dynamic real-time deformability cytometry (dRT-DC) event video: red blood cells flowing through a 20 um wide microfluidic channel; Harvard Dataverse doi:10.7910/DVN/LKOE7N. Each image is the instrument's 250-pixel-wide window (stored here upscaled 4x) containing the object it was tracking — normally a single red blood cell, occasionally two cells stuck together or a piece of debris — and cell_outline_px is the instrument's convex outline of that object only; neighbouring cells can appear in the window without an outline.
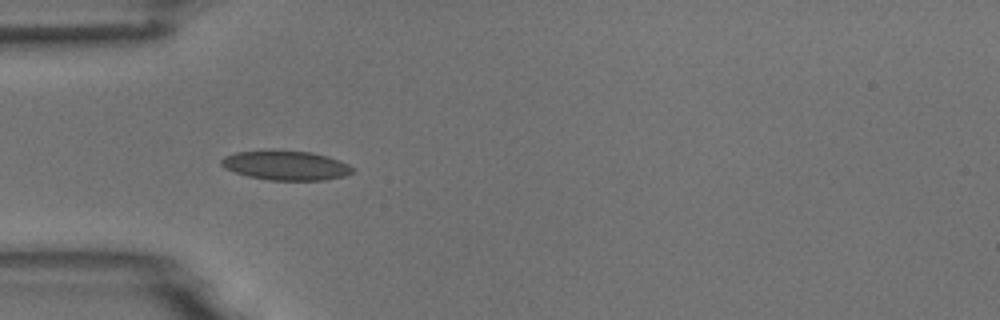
{"species": "common noctule bat (a hibernating species)", "species_latin": "Nyctalus noctula", "temperature_condition": "room temperature", "stored_images_in_passage": 2, "camera_frame_rate_fps": 3000, "um_per_image_px": 0.085, "animal": {"sex": "male", "body_mass_g": 18.8}, "frame": {"image": 1, "passage_image": 1, "time_ms": 0.0, "image_size_px": [1000, 320], "cell_outline_px": [[356, 168], [352, 172], [344, 176], [324, 180], [268, 180], [248, 176], [224, 168], [220, 164], [220, 160], [224, 156], [236, 152], [312, 152], [328, 156], [340, 160]], "centroid_in_image_um": [24.33, 14.09], "position_along_channel_um": 60.7, "area_um2": 22.02}}